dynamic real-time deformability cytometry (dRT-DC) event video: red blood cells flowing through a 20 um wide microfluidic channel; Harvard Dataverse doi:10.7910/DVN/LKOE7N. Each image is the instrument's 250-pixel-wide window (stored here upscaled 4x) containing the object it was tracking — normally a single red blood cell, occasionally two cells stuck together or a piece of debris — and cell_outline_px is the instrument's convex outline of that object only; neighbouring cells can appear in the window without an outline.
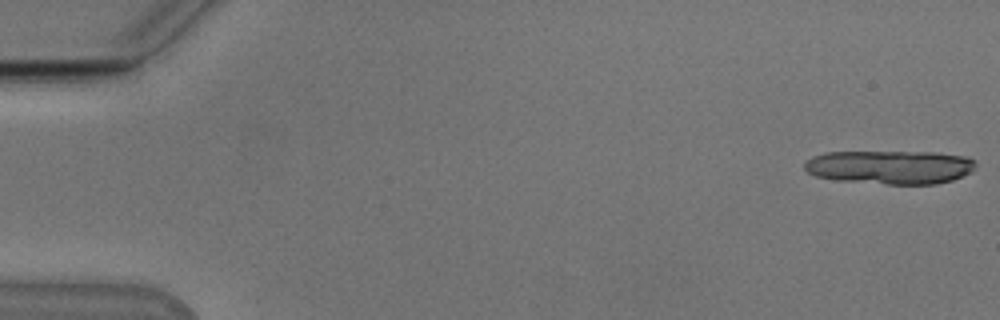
{"species": "Egyptian fruit bat (a non-hibernating species)", "species_latin": "Rousettus aegyptiacus", "temperature_condition": "cold", "stored_images_in_passage": 8, "camera_frame_rate_fps": 3000, "um_per_image_px": 0.085, "animal": {"sex": "male"}, "frame": {"image": 1, "passage_image": 1, "time_ms": 0.0, "image_size_px": [1000, 320], "cell_outline_px": [[976, 168], [972, 172], [952, 180], [936, 184], [888, 184], [836, 180], [816, 176], [808, 172], [804, 168], [804, 164], [812, 156], [824, 152], [936, 152], [964, 156], [976, 160]], "centroid_in_image_um": [75.68, 14.2], "position_along_channel_um": 9.3, "area_um2": 33.81}}